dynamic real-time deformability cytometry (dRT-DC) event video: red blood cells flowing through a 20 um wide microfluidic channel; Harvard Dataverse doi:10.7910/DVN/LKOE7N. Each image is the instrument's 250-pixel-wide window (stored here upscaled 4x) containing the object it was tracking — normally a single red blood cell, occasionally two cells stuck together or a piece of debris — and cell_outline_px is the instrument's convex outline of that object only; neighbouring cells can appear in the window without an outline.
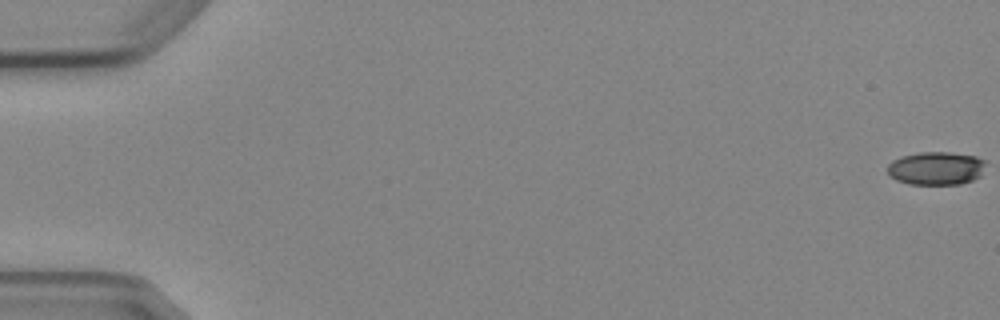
{"species": "Egyptian fruit bat (a non-hibernating species)", "species_latin": "Rousettus aegyptiacus", "temperature_condition": "cold", "stored_images_in_passage": 6, "camera_frame_rate_fps": 3000, "um_per_image_px": 0.085, "animal": {"sex": "female"}, "frame": {"image": 1, "passage_image": 1, "time_ms": 0.0, "image_size_px": [1000, 320], "cell_outline_px": [[984, 164], [980, 176], [972, 180], [960, 184], [908, 184], [896, 180], [888, 172], [888, 164], [892, 160], [900, 156], [920, 152], [948, 152], [976, 156], [984, 160]], "centroid_in_image_um": [79.54, 14.3], "position_along_channel_um": 5.5, "area_um2": 18.96}}
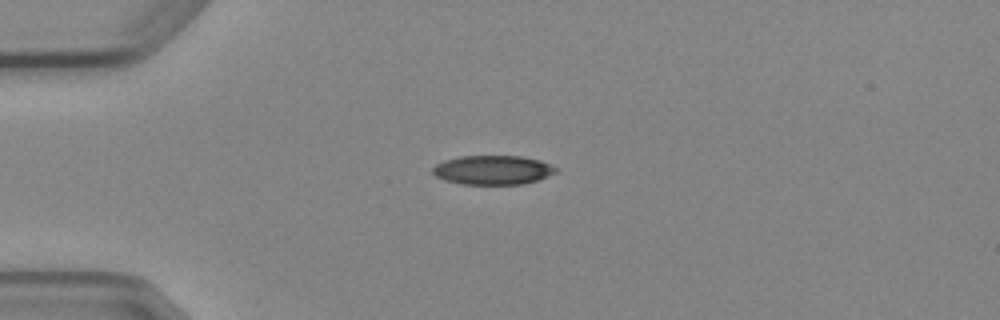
{"frame": {"image": 2, "passage_image": 5, "time_ms": 4.667, "image_size_px": [1000, 320], "cell_outline_px": [[560, 168], [556, 172], [540, 180], [524, 184], [460, 184], [444, 180], [436, 176], [432, 172], [432, 168], [436, 164], [444, 160], [460, 156], [520, 156], [540, 160]], "centroid_in_image_um": [41.91, 14.45], "position_along_channel_um": 43.1, "area_um2": 21.15}}